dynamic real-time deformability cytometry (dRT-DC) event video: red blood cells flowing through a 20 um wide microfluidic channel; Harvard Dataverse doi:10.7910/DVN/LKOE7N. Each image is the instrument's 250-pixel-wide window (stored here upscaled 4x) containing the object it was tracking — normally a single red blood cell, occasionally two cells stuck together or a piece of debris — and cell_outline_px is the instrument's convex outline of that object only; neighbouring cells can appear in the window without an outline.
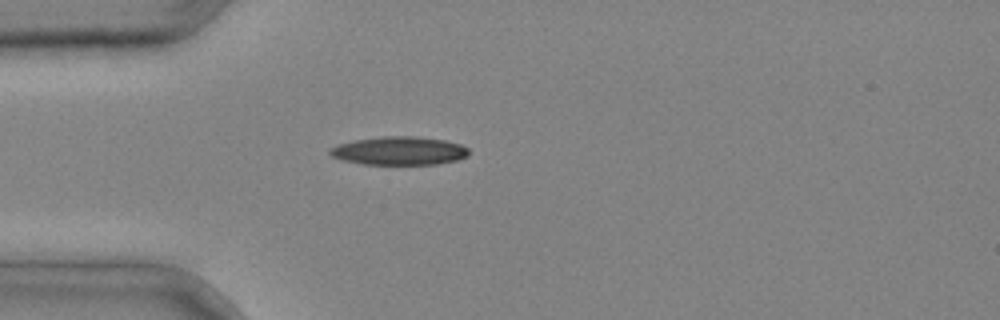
{"species": "common noctule bat (a hibernating species)", "species_latin": "Nyctalus noctula", "temperature_condition": "cold", "stored_images_in_passage": 1, "camera_frame_rate_fps": 3000, "um_per_image_px": 0.085, "animal": {"sex": "male", "body_mass_g": 20.4}, "frame": {"image": 1, "passage_image": 1, "time_ms": 0.0, "image_size_px": [1000, 320], "cell_outline_px": [[468, 156], [456, 160], [436, 164], [364, 164], [344, 160], [332, 156], [328, 152], [332, 148], [340, 144], [356, 140], [380, 136], [416, 136], [444, 140], [460, 144], [468, 148]], "centroid_in_image_um": [33.96, 12.81], "position_along_channel_um": 51.0, "area_um2": 22.72}}